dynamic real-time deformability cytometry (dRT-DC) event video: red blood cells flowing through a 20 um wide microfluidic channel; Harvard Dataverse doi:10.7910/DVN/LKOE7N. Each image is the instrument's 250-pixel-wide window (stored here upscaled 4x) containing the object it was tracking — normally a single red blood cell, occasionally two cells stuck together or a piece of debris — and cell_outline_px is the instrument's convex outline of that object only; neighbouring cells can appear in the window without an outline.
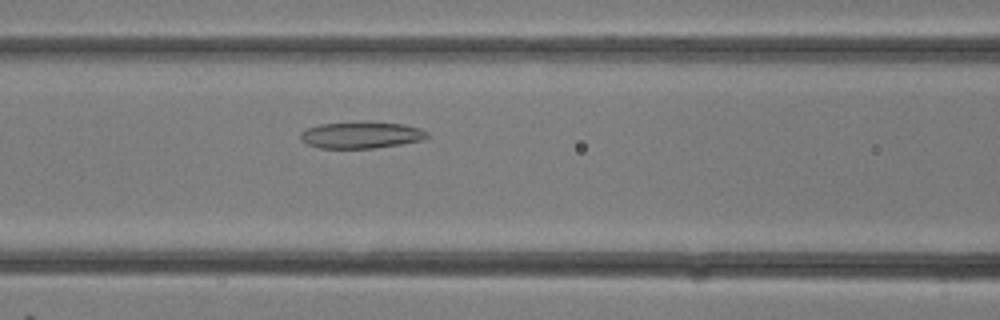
{"species": "common noctule bat (a hibernating species)", "species_latin": "Nyctalus noctula", "temperature_condition": "room temperature", "stored_images_in_passage": 16, "camera_frame_rate_fps": 3000, "um_per_image_px": 0.085, "animal": {"sex": "female"}, "frame": {"image": 1, "passage_image": 12, "time_ms": 3.667, "image_size_px": [1000, 320], "cell_outline_px": [[428, 136], [424, 140], [376, 148], [320, 148], [308, 144], [300, 140], [300, 132], [308, 128], [320, 124], [360, 120], [368, 120], [404, 124], [420, 128], [428, 132]], "centroid_in_image_um": [30.72, 11.45], "position_along_channel_um": 135.9, "area_um2": 20.23}}
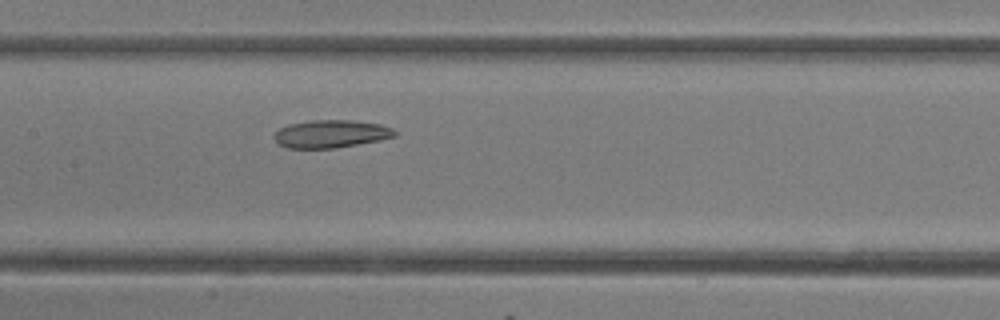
{"frame": {"image": 2, "passage_image": 14, "time_ms": 4.333, "image_size_px": [1000, 320], "cell_outline_px": [[396, 136], [380, 140], [336, 148], [284, 148], [276, 144], [272, 136], [280, 128], [288, 124], [308, 120], [352, 120], [380, 124], [392, 128], [396, 132]], "centroid_in_image_um": [28.08, 11.38], "position_along_channel_um": 179.3, "area_um2": 19.77}}
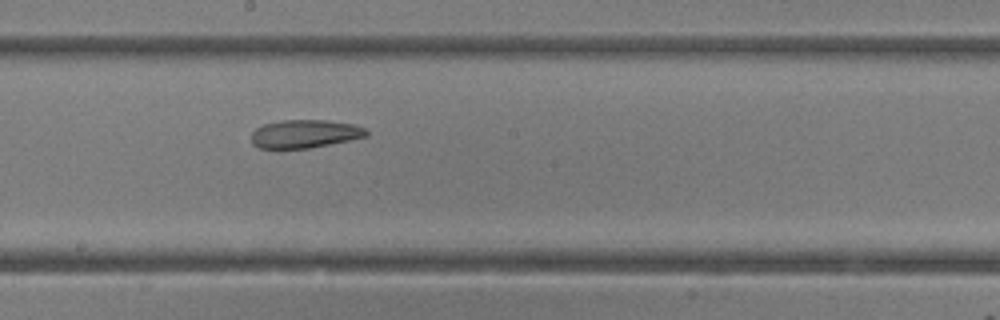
{"frame": {"image": 3, "passage_image": 16, "time_ms": 5.0, "image_size_px": [1000, 320], "cell_outline_px": [[368, 136], [352, 140], [308, 148], [280, 152], [276, 152], [260, 148], [252, 144], [252, 132], [256, 128], [264, 124], [284, 120], [328, 120], [356, 124], [364, 128], [368, 132]], "centroid_in_image_um": [25.87, 11.42], "position_along_channel_um": 222.3, "area_um2": 19.71}}